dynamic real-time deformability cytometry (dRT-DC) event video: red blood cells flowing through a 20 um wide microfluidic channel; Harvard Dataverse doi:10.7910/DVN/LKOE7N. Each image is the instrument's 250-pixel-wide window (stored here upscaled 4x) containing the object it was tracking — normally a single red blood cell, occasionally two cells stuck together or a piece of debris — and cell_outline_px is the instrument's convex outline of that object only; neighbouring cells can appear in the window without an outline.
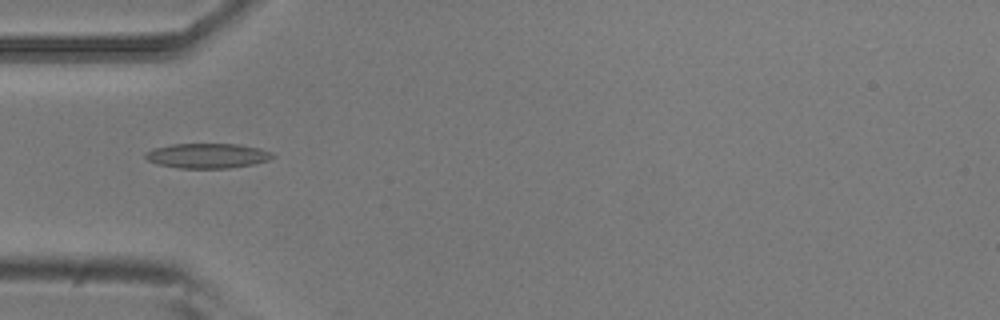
{"species": "common noctule bat (a hibernating species)", "species_latin": "Nyctalus noctula", "temperature_condition": "room temperature", "stored_images_in_passage": 7, "camera_frame_rate_fps": 3000, "um_per_image_px": 0.085, "animal": {"sex": "male", "body_mass_g": 20.5, "forearm_length_mm": 52.5}, "frame": {"image": 1, "passage_image": 5, "time_ms": 1.333, "image_size_px": [1000, 320], "cell_outline_px": [[276, 156], [268, 160], [252, 164], [228, 168], [180, 168], [156, 164], [148, 160], [144, 156], [144, 152], [152, 148], [172, 144], [236, 144], [260, 148], [272, 152]], "centroid_in_image_um": [17.6, 13.23], "position_along_channel_um": 67.4, "area_um2": 18.5}}
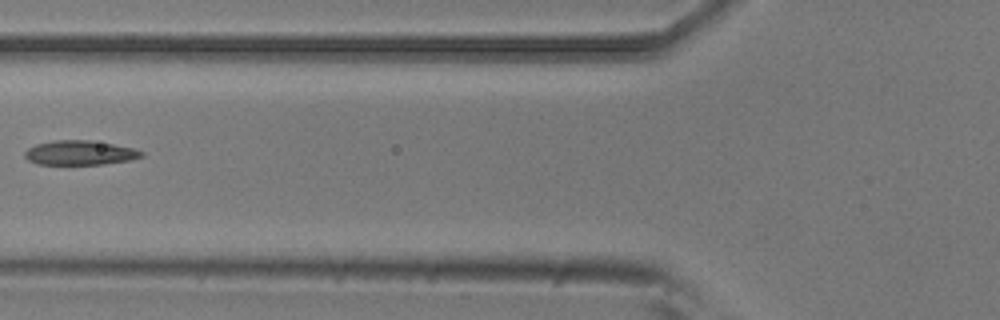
{"frame": {"image": 2, "passage_image": 6, "time_ms": 1.667, "image_size_px": [1000, 320], "cell_outline_px": [[144, 156], [128, 160], [104, 164], [36, 164], [28, 160], [24, 156], [24, 152], [28, 148], [36, 144], [56, 140], [88, 140], [136, 148], [144, 152]], "centroid_in_image_um": [6.79, 12.98], "position_along_channel_um": 119.0, "area_um2": 16.59}}
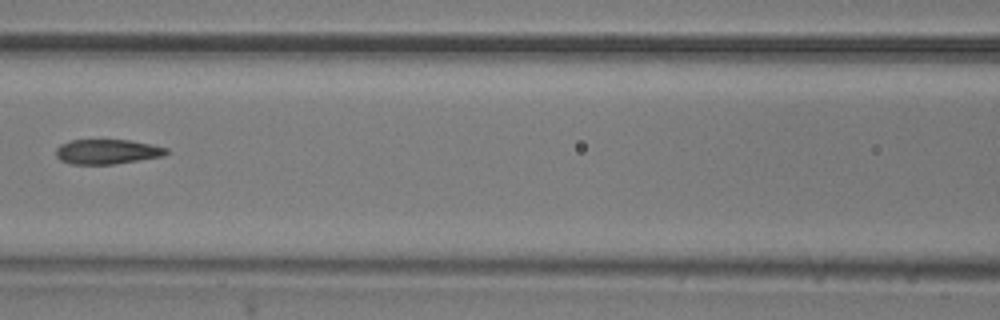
{"frame": {"image": 3, "passage_image": 7, "time_ms": 2.0, "image_size_px": [1000, 320], "cell_outline_px": [[168, 152], [160, 156], [112, 164], [72, 164], [60, 160], [56, 156], [56, 148], [60, 144], [72, 140], [128, 140], [168, 148]], "centroid_in_image_um": [9.04, 12.89], "position_along_channel_um": 157.6, "area_um2": 15.61}}